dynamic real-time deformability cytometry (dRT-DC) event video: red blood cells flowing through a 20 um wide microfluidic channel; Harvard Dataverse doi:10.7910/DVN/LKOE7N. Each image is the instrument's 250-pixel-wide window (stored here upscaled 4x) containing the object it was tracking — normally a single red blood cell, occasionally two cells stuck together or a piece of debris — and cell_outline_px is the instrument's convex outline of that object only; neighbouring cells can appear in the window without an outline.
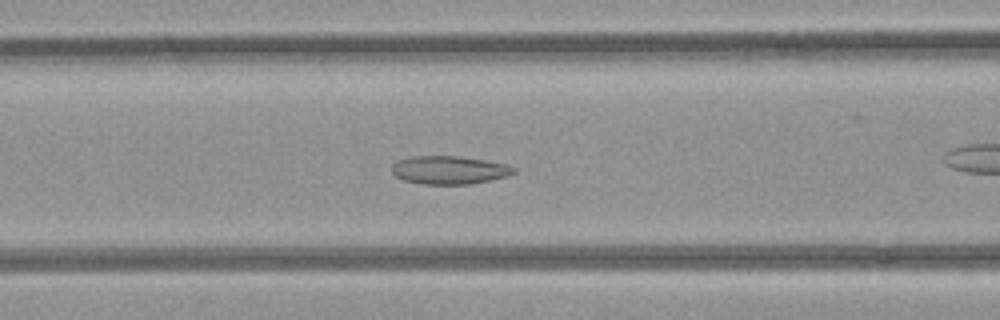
{"species": "common noctule bat (a hibernating species)", "species_latin": "Nyctalus noctula", "temperature_condition": "room temperature", "stored_images_in_passage": 49, "camera_frame_rate_fps": 3000, "um_per_image_px": 0.085, "animal": {"sex": "female", "body_mass_g": 21.9}, "frame": {"image": 1, "passage_image": 18, "time_ms": 5.667, "image_size_px": [1000, 320], "cell_outline_px": [[516, 172], [508, 176], [472, 184], [424, 184], [404, 180], [396, 176], [392, 172], [392, 164], [396, 160], [412, 156], [460, 156], [508, 164], [516, 168]], "centroid_in_image_um": [38.2, 14.44], "position_along_channel_um": 128.4, "area_um2": 20.17}}
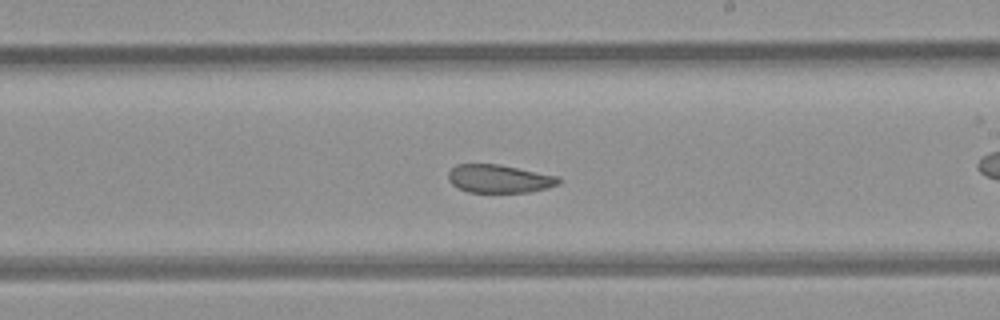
{"frame": {"image": 2, "passage_image": 27, "time_ms": 8.667, "image_size_px": [1000, 320], "cell_outline_px": [[560, 184], [548, 188], [528, 192], [468, 192], [452, 184], [448, 180], [448, 172], [456, 164], [500, 164], [560, 176]], "centroid_in_image_um": [42.46, 15.18], "position_along_channel_um": 246.5, "area_um2": 18.26}}
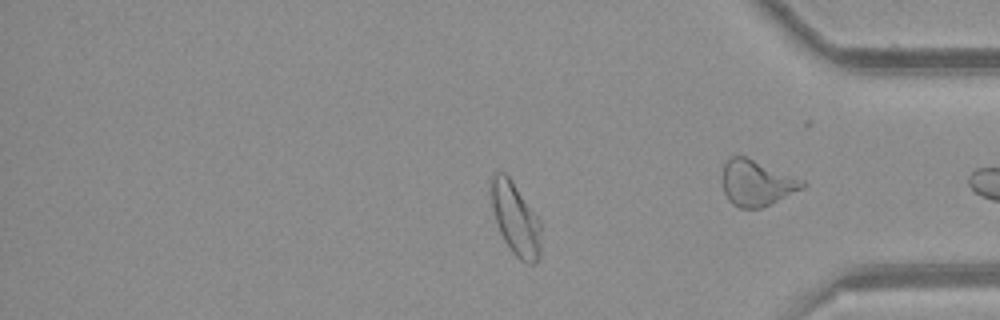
{"frame": {"image": 3, "passage_image": 40, "time_ms": 13.0, "image_size_px": [1000, 320], "cell_outline_px": [[540, 256], [536, 264], [528, 264], [520, 260], [508, 248], [500, 232], [492, 208], [488, 180], [496, 172], [504, 172], [512, 180], [540, 220]], "centroid_in_image_um": [43.8, 18.59], "position_along_channel_um": 391.4, "area_um2": 21.39}, "authors_computed_cell_mechanics": {"area_um2": 21.3282, "velocity_mm_per_s": 3.9374, "shape_relaxation_time_tau1_ms": null, "shape_relaxation_time_tau2_ms": 2.1428, "deformation_change_tau1": null, "deformation_change_tau2": 0.0724}}